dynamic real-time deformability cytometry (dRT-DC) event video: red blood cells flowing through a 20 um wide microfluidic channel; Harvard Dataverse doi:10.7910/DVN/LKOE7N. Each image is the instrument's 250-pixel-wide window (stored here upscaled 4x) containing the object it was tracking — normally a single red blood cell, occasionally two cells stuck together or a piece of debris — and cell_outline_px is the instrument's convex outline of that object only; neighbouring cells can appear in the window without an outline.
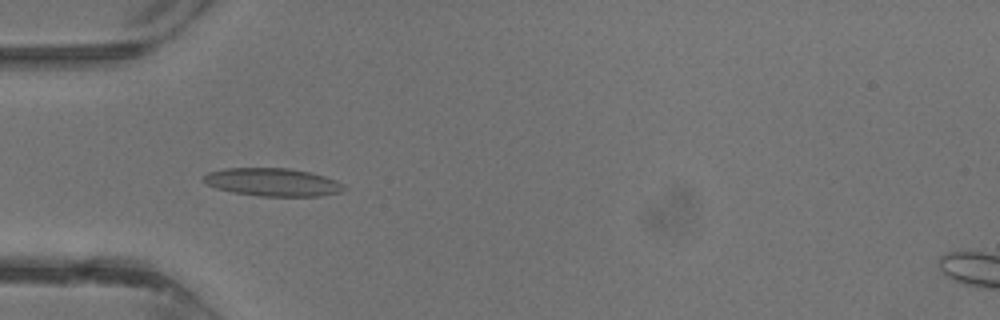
{"species": "common noctule bat (a hibernating species)", "species_latin": "Nyctalus noctula", "temperature_condition": "warm", "stored_images_in_passage": 38, "camera_frame_rate_fps": 3000, "um_per_image_px": 0.085, "animal": {"sex": "male", "body_mass_g": 13.3}, "frame": {"image": 1, "passage_image": 12, "time_ms": 3.667, "image_size_px": [1000, 320], "cell_outline_px": [[348, 188], [340, 192], [320, 196], [260, 196], [232, 192], [216, 188], [200, 180], [208, 172], [224, 168], [288, 168], [308, 172], [324, 176], [336, 180], [344, 184]], "centroid_in_image_um": [23.17, 15.48], "position_along_channel_um": 61.8, "area_um2": 22.95}}
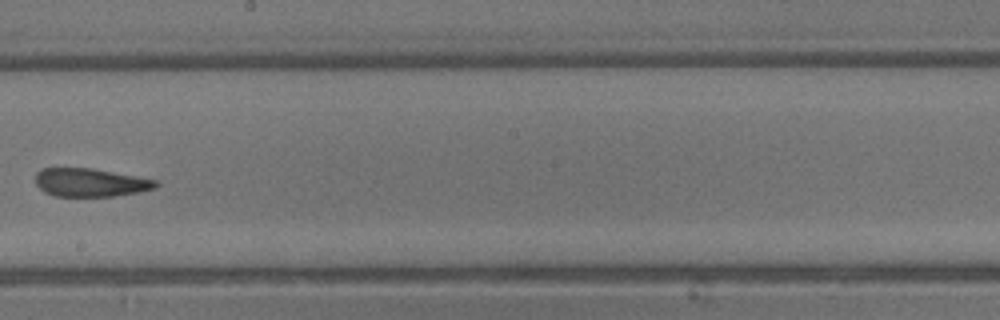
{"frame": {"image": 2, "passage_image": 22, "time_ms": 7.0, "image_size_px": [1000, 320], "cell_outline_px": [[160, 184], [156, 188], [140, 192], [112, 196], [56, 196], [44, 192], [36, 184], [36, 172], [40, 168], [92, 168], [156, 180]], "centroid_in_image_um": [7.68, 15.51], "position_along_channel_um": 240.5, "area_um2": 19.83}}
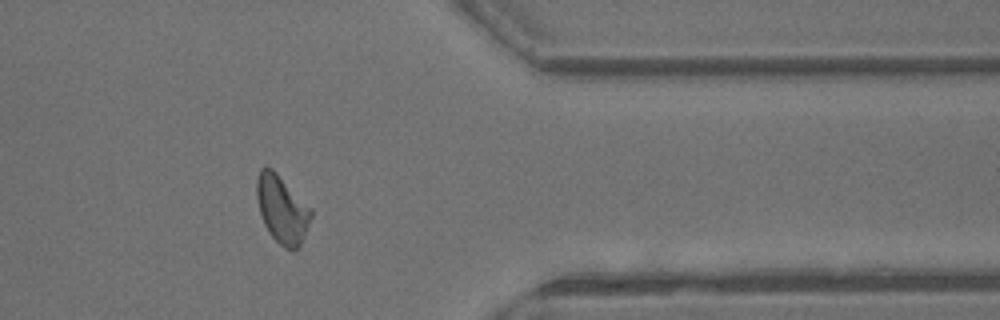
{"frame": {"image": 3, "passage_image": 31, "time_ms": 10.0, "image_size_px": [1000, 320], "cell_outline_px": [[312, 216], [304, 236], [300, 244], [296, 248], [284, 248], [268, 232], [264, 224], [260, 212], [256, 196], [256, 180], [260, 168], [272, 168], [312, 208]], "centroid_in_image_um": [23.96, 17.76], "position_along_channel_um": 387.4, "area_um2": 21.21}}